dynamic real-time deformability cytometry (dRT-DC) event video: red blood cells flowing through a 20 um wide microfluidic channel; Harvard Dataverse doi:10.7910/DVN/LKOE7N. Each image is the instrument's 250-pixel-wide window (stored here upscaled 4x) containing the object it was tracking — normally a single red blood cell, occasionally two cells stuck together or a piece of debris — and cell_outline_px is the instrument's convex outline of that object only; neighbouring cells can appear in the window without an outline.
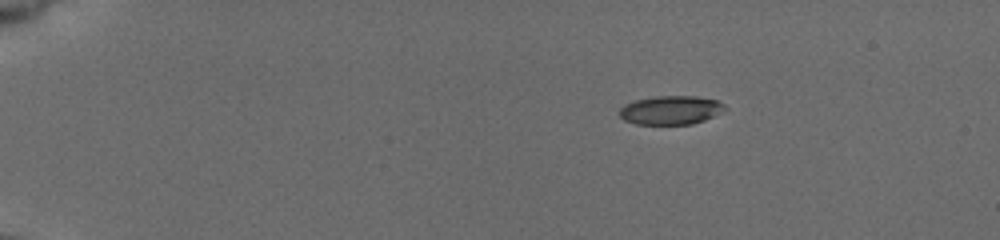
{"species": "common noctule bat (a hibernating species)", "species_latin": "Nyctalus noctula", "temperature_condition": "cold", "stored_images_in_passage": 12, "camera_frame_rate_fps": 3000, "um_per_image_px": 0.085, "animal": {"sex": "female", "body_mass_g": 19.5, "forearm_length_mm": 54.1}, "frame": {"image": 1, "passage_image": 1, "time_ms": 0.0, "image_size_px": [1000, 240], "cell_outline_px": [[728, 108], [724, 112], [704, 120], [692, 124], [636, 124], [624, 120], [620, 116], [620, 108], [624, 104], [636, 100], [656, 96], [696, 96], [720, 100]], "centroid_in_image_um": [57.07, 9.35], "position_along_channel_um": 27.9, "area_um2": 17.86}}
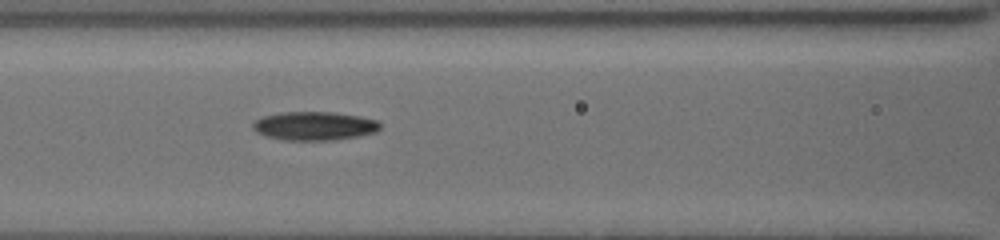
{"frame": {"image": 2, "passage_image": 9, "time_ms": 5.667, "image_size_px": [1000, 240], "cell_outline_px": [[380, 128], [376, 132], [360, 136], [332, 140], [284, 140], [264, 136], [256, 132], [252, 128], [252, 124], [260, 116], [280, 112], [336, 112], [360, 116], [380, 120]], "centroid_in_image_um": [26.72, 10.7], "position_along_channel_um": 139.9, "area_um2": 21.62}}
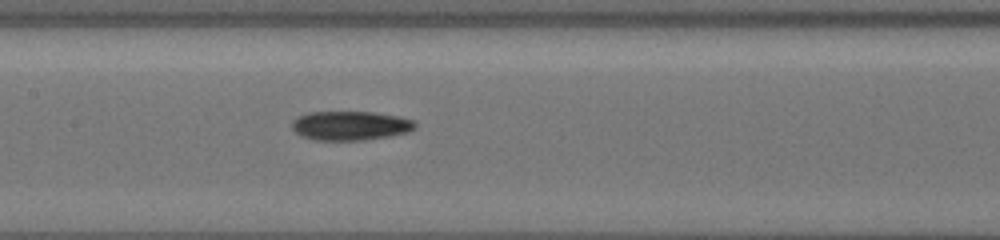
{"frame": {"image": 3, "passage_image": 12, "time_ms": 6.667, "image_size_px": [1000, 240], "cell_outline_px": [[416, 128], [408, 132], [392, 136], [364, 140], [316, 140], [300, 136], [292, 128], [292, 120], [296, 116], [308, 112], [372, 112], [400, 116], [412, 120], [416, 124]], "centroid_in_image_um": [29.77, 10.68], "position_along_channel_um": 177.6, "area_um2": 21.15}}